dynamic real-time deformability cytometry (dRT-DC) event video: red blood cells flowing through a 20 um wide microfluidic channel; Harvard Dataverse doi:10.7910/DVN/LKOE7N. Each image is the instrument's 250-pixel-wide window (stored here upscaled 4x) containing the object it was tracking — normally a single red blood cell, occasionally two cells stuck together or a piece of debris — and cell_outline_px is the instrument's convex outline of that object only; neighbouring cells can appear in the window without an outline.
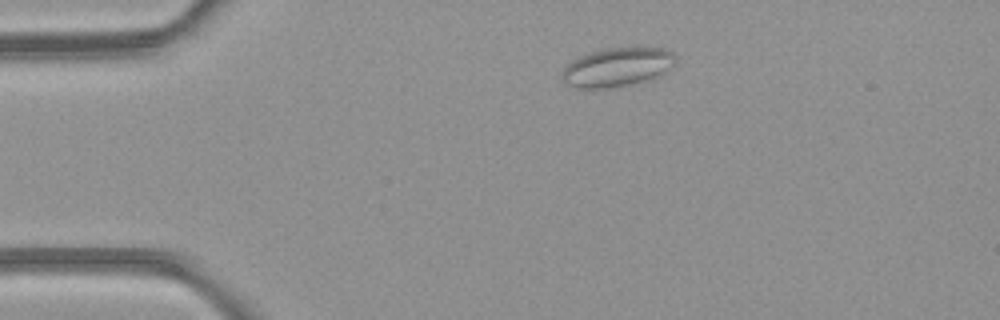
{"species": "common noctule bat (a hibernating species)", "species_latin": "Nyctalus noctula", "temperature_condition": "room temperature", "stored_images_in_passage": 3, "camera_frame_rate_fps": 3000, "um_per_image_px": 0.085, "animal": {"sex": "female", "body_mass_g": 21.9}, "frame": {"image": 1, "passage_image": 2, "time_ms": 1.333, "image_size_px": [1000, 320], "cell_outline_px": [[676, 60], [660, 76], [652, 80], [608, 88], [576, 88], [564, 84], [560, 76], [560, 72], [572, 60], [588, 52], [608, 48], [664, 48], [672, 52], [676, 56]], "centroid_in_image_um": [52.42, 5.72], "position_along_channel_um": 32.6, "area_um2": 25.89}}